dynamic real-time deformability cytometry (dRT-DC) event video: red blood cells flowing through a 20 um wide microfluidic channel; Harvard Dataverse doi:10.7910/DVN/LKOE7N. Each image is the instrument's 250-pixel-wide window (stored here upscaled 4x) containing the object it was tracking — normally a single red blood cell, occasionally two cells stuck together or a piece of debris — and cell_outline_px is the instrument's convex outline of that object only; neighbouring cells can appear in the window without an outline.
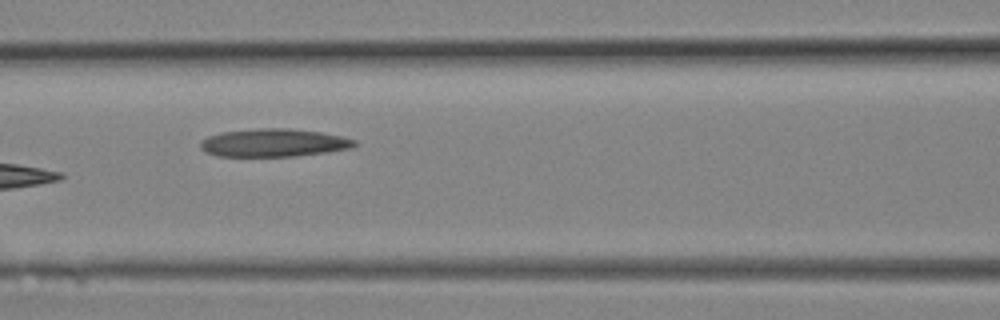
{"species": "Egyptian fruit bat (a non-hibernating species)", "species_latin": "Rousettus aegyptiacus", "temperature_condition": "room temperature", "stored_images_in_passage": 22, "camera_frame_rate_fps": 3000, "um_per_image_px": 0.085, "animal": {"sex": "female"}, "frame": {"image": 1, "passage_image": 10, "time_ms": 3.0, "image_size_px": [1000, 320], "cell_outline_px": [[360, 144], [352, 148], [328, 152], [296, 156], [216, 156], [204, 152], [200, 148], [200, 140], [208, 136], [220, 132], [260, 128], [288, 128], [320, 132], [340, 136], [356, 140]], "centroid_in_image_um": [23.26, 12.14], "position_along_channel_um": 143.3, "area_um2": 25.37}}
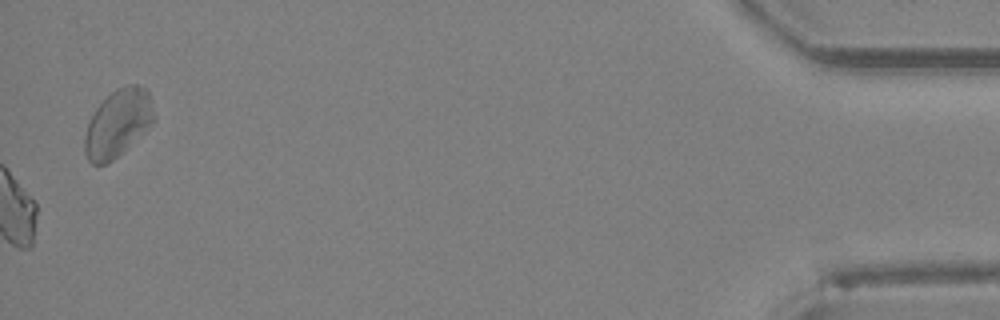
{"frame": {"image": 2, "passage_image": 22, "time_ms": 7.0, "image_size_px": [1000, 320], "cell_outline_px": [[156, 120], [152, 124], [112, 160], [104, 164], [92, 164], [88, 160], [84, 152], [84, 136], [88, 124], [96, 108], [116, 88], [128, 84], [136, 84], [148, 88], [152, 100], [156, 116]], "centroid_in_image_um": [10.05, 10.43], "position_along_channel_um": 425.1, "area_um2": 27.11}}